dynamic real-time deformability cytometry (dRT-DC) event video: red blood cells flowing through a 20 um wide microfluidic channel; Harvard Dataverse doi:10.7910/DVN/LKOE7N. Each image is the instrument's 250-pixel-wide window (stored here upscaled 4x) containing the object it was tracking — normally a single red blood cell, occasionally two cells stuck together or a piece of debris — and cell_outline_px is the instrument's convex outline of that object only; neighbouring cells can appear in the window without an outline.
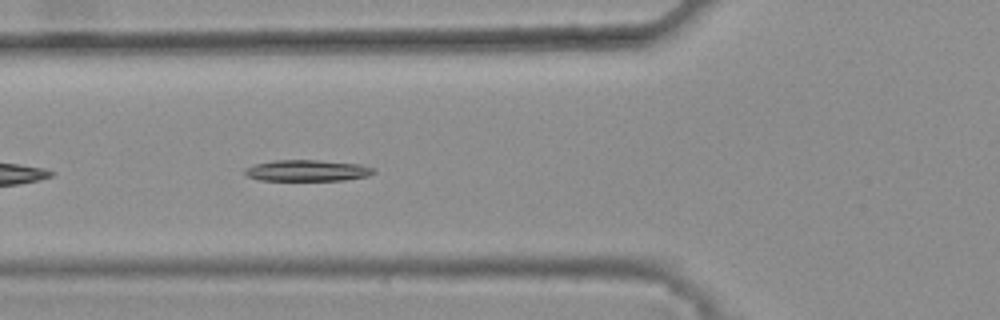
{"species": "common noctule bat (a hibernating species)", "species_latin": "Nyctalus noctula", "temperature_condition": "warm", "stored_images_in_passage": 27, "camera_frame_rate_fps": 3000, "um_per_image_px": 0.085, "animal": {"sex": "female", "body_mass_g": 25.1}, "frame": {"image": 1, "passage_image": 5, "time_ms": 1.333, "image_size_px": [1000, 320], "cell_outline_px": [[376, 172], [368, 176], [344, 180], [260, 180], [248, 176], [244, 172], [244, 168], [252, 164], [276, 160], [316, 160], [360, 164], [376, 168]], "centroid_in_image_um": [26.13, 14.49], "position_along_channel_um": 99.7, "area_um2": 16.01}}
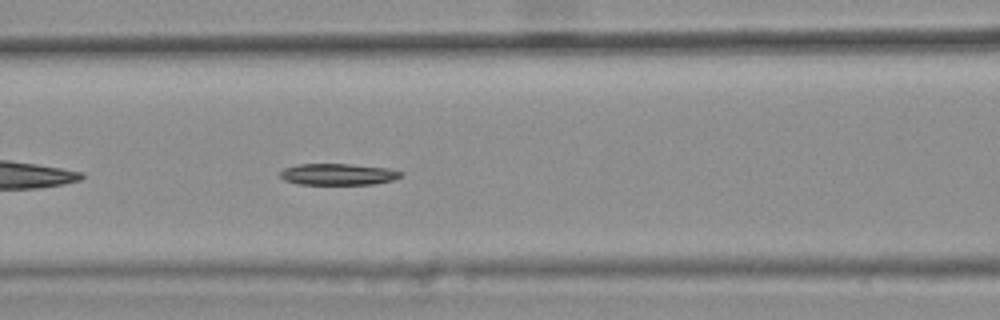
{"frame": {"image": 2, "passage_image": 8, "time_ms": 2.333, "image_size_px": [1000, 320], "cell_outline_px": [[404, 172], [400, 176], [392, 180], [372, 184], [296, 184], [284, 180], [280, 176], [280, 172], [284, 168], [300, 164], [348, 164], [388, 168]], "centroid_in_image_um": [28.71, 14.81], "position_along_channel_um": 137.9, "area_um2": 14.97}}
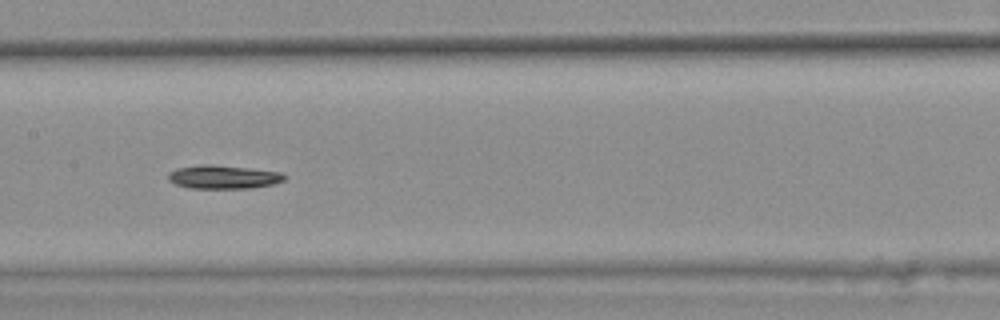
{"frame": {"image": 3, "passage_image": 12, "time_ms": 3.667, "image_size_px": [1000, 320], "cell_outline_px": [[288, 176], [284, 180], [272, 184], [252, 188], [188, 188], [176, 184], [168, 180], [168, 172], [176, 168], [204, 164], [208, 164], [248, 168], [284, 172]], "centroid_in_image_um": [19.0, 15.04], "position_along_channel_um": 188.4, "area_um2": 16.01}, "authors_computed_cell_mechanics": {"area_um2": 15.9528, "velocity_mm_per_s": 3.7951, "shape_relaxation_time_tau1_ms": 6.4153, "shape_relaxation_time_tau2_ms": null, "deformation_change_tau1": 0.1603, "deformation_change_tau2": null}}